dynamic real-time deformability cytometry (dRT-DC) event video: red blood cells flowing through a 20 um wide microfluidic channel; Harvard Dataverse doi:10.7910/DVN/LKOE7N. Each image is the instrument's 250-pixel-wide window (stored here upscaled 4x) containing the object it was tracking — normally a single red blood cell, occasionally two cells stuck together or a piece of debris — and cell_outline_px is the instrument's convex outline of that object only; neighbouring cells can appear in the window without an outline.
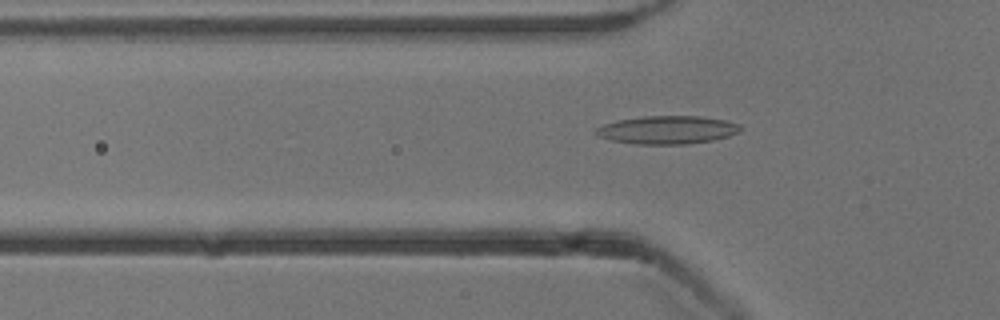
{"species": "common noctule bat (a hibernating species)", "species_latin": "Nyctalus noctula", "temperature_condition": "cold", "stored_images_in_passage": 54, "camera_frame_rate_fps": 3000, "um_per_image_px": 0.085, "animal": {"sex": "male", "body_mass_g": 13.3}, "frame": {"image": 1, "passage_image": 18, "time_ms": 5.667, "image_size_px": [1000, 320], "cell_outline_px": [[740, 128], [736, 132], [728, 136], [712, 140], [688, 144], [636, 144], [612, 140], [600, 136], [592, 132], [596, 128], [604, 124], [616, 120], [644, 116], [700, 116], [724, 120], [740, 124]], "centroid_in_image_um": [56.68, 11.03], "position_along_channel_um": 69.1, "area_um2": 23.52}}
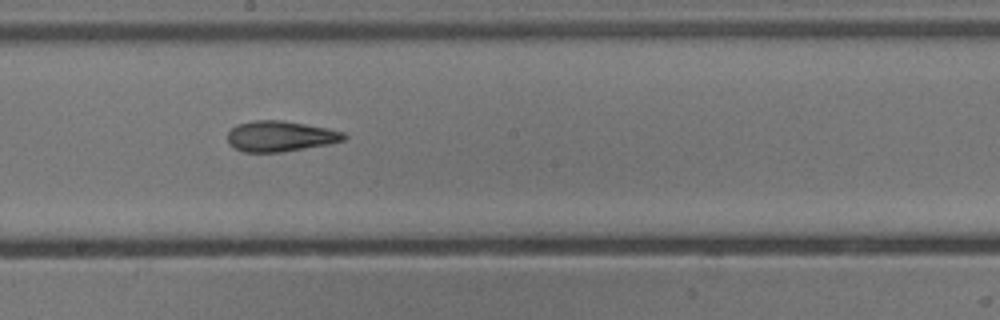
{"frame": {"image": 2, "passage_image": 30, "time_ms": 9.667, "image_size_px": [1000, 320], "cell_outline_px": [[348, 136], [344, 140], [328, 144], [280, 152], [244, 152], [228, 144], [228, 132], [236, 124], [252, 120], [280, 120], [328, 128], [344, 132]], "centroid_in_image_um": [23.81, 11.57], "position_along_channel_um": 224.4, "area_um2": 20.69}}
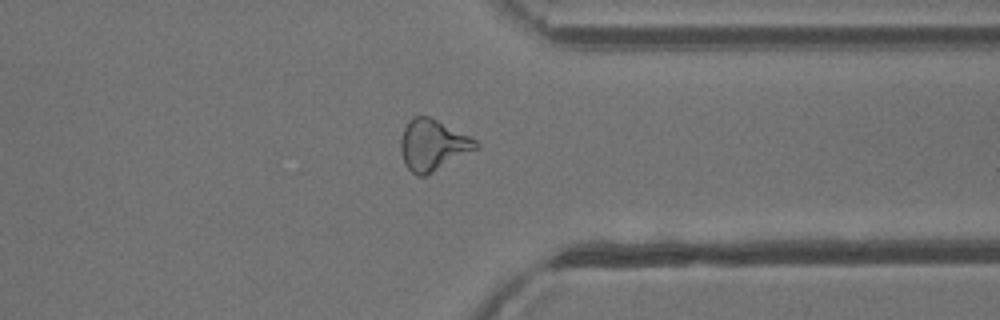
{"frame": {"image": 3, "passage_image": 42, "time_ms": 13.667, "image_size_px": [1000, 320], "cell_outline_px": [[480, 148], [424, 176], [416, 176], [408, 168], [400, 152], [400, 140], [404, 128], [408, 120], [412, 116], [428, 116], [476, 140], [480, 144]], "centroid_in_image_um": [36.78, 12.33], "position_along_channel_um": 374.6, "area_um2": 22.14}, "authors_computed_cell_mechanics": {"area_um2": 21.2993, "velocity_mm_per_s": 3.8493, "shape_relaxation_time_tau1_ms": 4.2434, "shape_relaxation_time_tau2_ms": 2.6078, "deformation_change_tau1": 0.1629, "deformation_change_tau2": 0.1292}}